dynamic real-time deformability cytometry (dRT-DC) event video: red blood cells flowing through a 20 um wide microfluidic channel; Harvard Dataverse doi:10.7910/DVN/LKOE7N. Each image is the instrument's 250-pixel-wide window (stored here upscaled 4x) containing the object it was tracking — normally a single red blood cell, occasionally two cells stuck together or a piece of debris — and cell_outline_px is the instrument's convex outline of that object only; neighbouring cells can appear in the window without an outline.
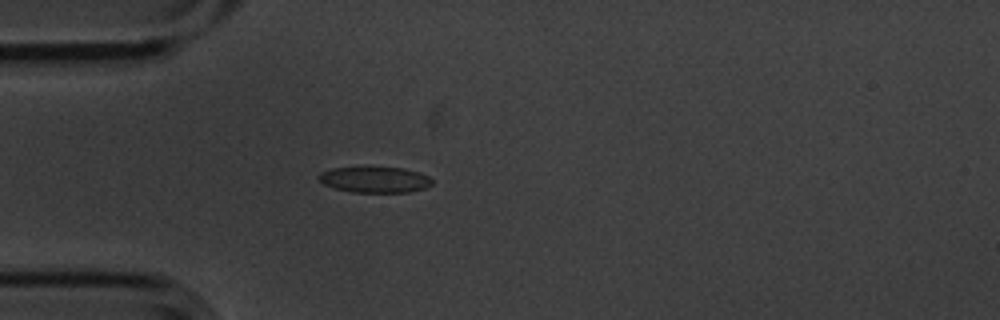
{"species": "common noctule bat (a hibernating species)", "species_latin": "Nyctalus noctula", "temperature_condition": "cold", "stored_images_in_passage": 1, "camera_frame_rate_fps": 3000, "um_per_image_px": 0.085, "animal": {"sex": "male", "body_mass_g": 20.1, "forearm_length_mm": 53.5}, "frame": {"image": 1, "passage_image": 1, "time_ms": 0.0, "image_size_px": [1000, 320], "cell_outline_px": [[432, 184], [424, 188], [408, 192], [352, 192], [336, 188], [324, 184], [316, 176], [320, 172], [332, 168], [404, 168], [420, 172], [428, 176], [432, 180]], "centroid_in_image_um": [31.86, 15.27], "position_along_channel_um": 53.1, "area_um2": 16.88}}